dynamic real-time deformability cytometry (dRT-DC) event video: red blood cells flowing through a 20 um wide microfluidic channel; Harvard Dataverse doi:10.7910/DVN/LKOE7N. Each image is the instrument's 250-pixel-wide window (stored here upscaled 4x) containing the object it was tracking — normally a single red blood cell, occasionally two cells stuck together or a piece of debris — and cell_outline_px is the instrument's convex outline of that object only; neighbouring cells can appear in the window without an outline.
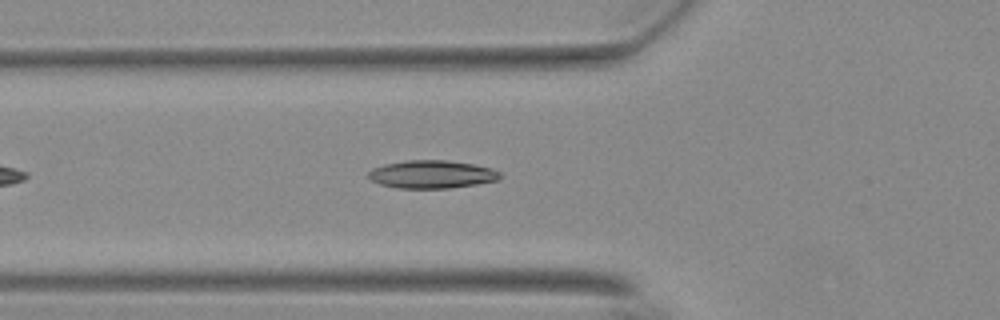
{"species": "Egyptian fruit bat (a non-hibernating species)", "species_latin": "Rousettus aegyptiacus", "temperature_condition": "warm", "stored_images_in_passage": 40, "camera_frame_rate_fps": 3000, "um_per_image_px": 0.085, "animal": {"sex": "female"}, "frame": {"image": 1, "passage_image": 8, "time_ms": 2.333, "image_size_px": [1000, 320], "cell_outline_px": [[500, 180], [476, 184], [448, 188], [396, 188], [380, 184], [372, 180], [368, 176], [368, 172], [372, 168], [384, 164], [408, 160], [444, 160], [472, 164], [492, 168], [500, 172]], "centroid_in_image_um": [36.7, 14.82], "position_along_channel_um": 89.1, "area_um2": 21.39}}
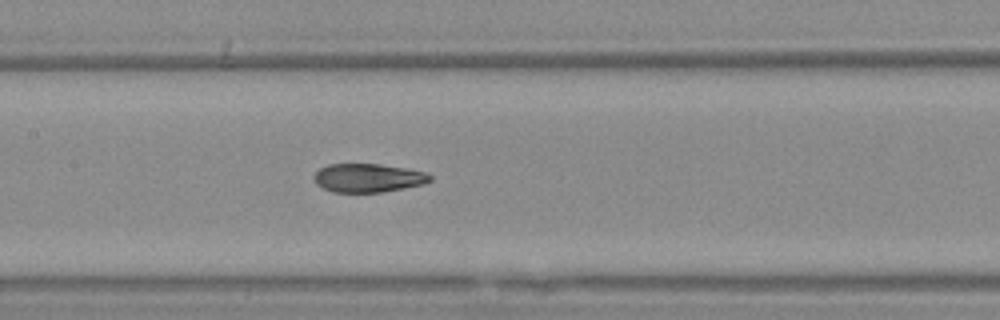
{"frame": {"image": 2, "passage_image": 15, "time_ms": 4.667, "image_size_px": [1000, 320], "cell_outline_px": [[432, 180], [424, 184], [384, 192], [332, 192], [316, 184], [312, 180], [312, 176], [320, 168], [328, 164], [380, 164], [408, 168], [424, 172], [432, 176]], "centroid_in_image_um": [31.27, 15.12], "position_along_channel_um": 176.1, "area_um2": 19.54}}
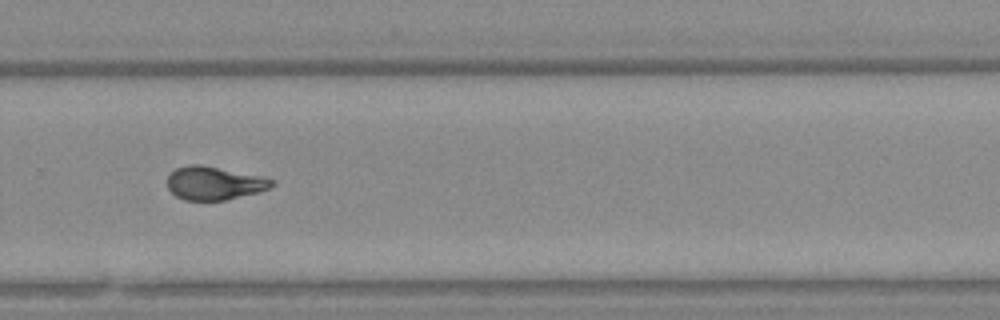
{"frame": {"image": 3, "passage_image": 26, "time_ms": 8.333, "image_size_px": [1000, 320], "cell_outline_px": [[276, 184], [272, 188], [260, 192], [224, 200], [184, 200], [176, 196], [168, 188], [168, 176], [176, 168], [188, 164], [200, 164], [264, 176], [272, 180]], "centroid_in_image_um": [18.25, 15.56], "position_along_channel_um": 311.6, "area_um2": 20.46}, "authors_computed_cell_mechanics": {"area_um2": 20.1433, "velocity_mm_per_s": 3.7045, "shape_relaxation_time_tau1_ms": null, "shape_relaxation_time_tau2_ms": 2.3086, "deformation_change_tau1": null, "deformation_change_tau2": 0.0838}}